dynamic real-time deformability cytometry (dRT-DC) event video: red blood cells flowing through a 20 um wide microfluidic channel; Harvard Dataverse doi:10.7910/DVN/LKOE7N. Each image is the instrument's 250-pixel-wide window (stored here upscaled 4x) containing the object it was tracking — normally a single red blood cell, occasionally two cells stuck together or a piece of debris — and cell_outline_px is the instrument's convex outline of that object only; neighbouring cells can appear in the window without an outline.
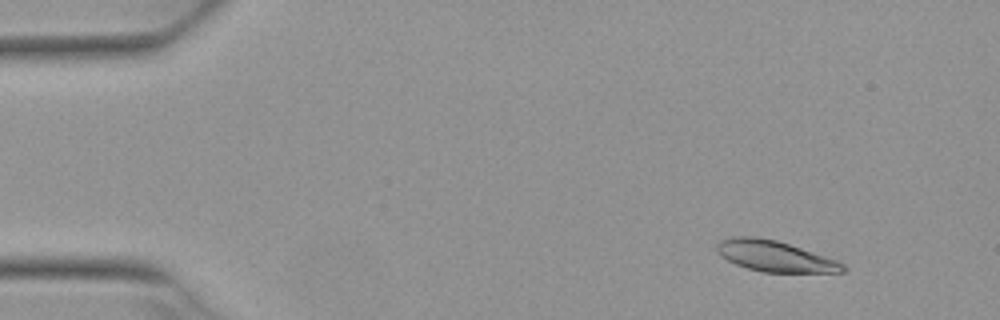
{"species": "Egyptian fruit bat (a non-hibernating species)", "species_latin": "Rousettus aegyptiacus", "temperature_condition": "warm", "stored_images_in_passage": 4, "camera_frame_rate_fps": 3000, "um_per_image_px": 0.085, "animal": {"sex": "female"}, "frame": {"image": 1, "passage_image": 2, "time_ms": 0.333, "image_size_px": [1000, 320], "cell_outline_px": [[848, 268], [844, 272], [764, 272], [748, 268], [736, 264], [720, 256], [716, 252], [716, 244], [720, 240], [732, 236], [756, 236], [776, 240], [836, 260], [844, 264]], "centroid_in_image_um": [65.82, 21.76], "position_along_channel_um": 19.2, "area_um2": 22.54}}